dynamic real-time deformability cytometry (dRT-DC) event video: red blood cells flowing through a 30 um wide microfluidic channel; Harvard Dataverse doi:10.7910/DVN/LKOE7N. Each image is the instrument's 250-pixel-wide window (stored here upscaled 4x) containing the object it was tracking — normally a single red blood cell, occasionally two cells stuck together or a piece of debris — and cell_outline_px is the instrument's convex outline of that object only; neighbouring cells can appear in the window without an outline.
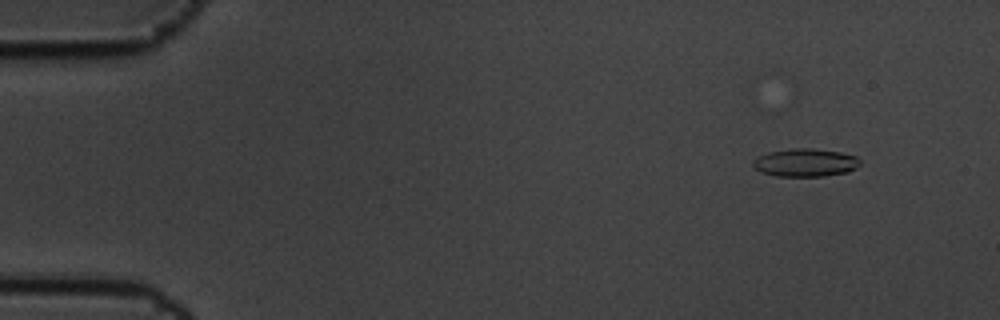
{"species": "common noctule bat (a hibernating species)", "species_latin": "Nyctalus noctula", "temperature_condition": "cold", "stored_images_in_passage": 4, "camera_frame_rate_fps": 3000, "um_per_image_px": 0.085, "animal": {"sex": "male", "body_mass_g": 19.5, "forearm_length_mm": 54.6}, "frame": {"image": 1, "passage_image": 1, "time_ms": 0.0, "image_size_px": [1000, 320], "cell_outline_px": [[860, 164], [856, 168], [848, 172], [824, 176], [776, 176], [760, 172], [752, 164], [752, 160], [756, 156], [768, 152], [792, 148], [812, 148], [840, 152], [856, 156], [860, 160]], "centroid_in_image_um": [68.43, 13.82], "position_along_channel_um": 16.6, "area_um2": 17.63}}